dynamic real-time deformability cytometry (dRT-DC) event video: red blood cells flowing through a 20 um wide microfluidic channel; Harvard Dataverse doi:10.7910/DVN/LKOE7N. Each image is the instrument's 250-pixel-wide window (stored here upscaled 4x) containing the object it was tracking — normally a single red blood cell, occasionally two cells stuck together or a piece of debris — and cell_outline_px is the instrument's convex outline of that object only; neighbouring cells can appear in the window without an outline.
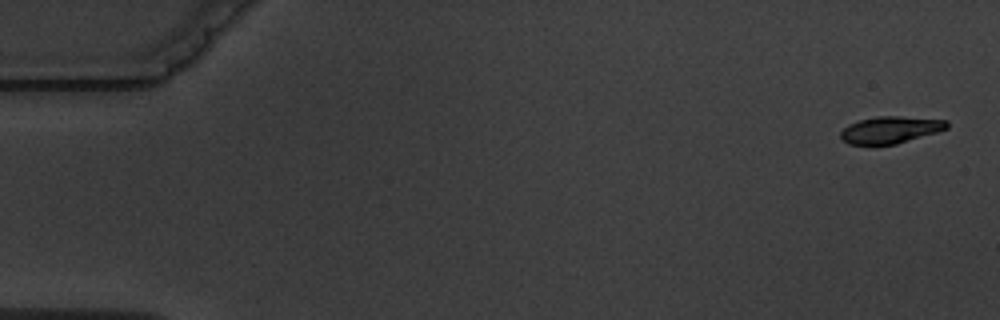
{"species": "common noctule bat (a hibernating species)", "species_latin": "Nyctalus noctula", "temperature_condition": "warm", "stored_images_in_passage": 4, "camera_frame_rate_fps": 3000, "um_per_image_px": 0.085, "animal": {"sex": "male", "body_mass_g": 19.5, "forearm_length_mm": 54.6}, "frame": {"image": 1, "passage_image": 1, "time_ms": 0.0, "image_size_px": [1000, 320], "cell_outline_px": [[948, 128], [936, 132], [896, 144], [848, 144], [840, 136], [840, 132], [848, 124], [860, 120], [876, 116], [900, 116], [948, 120]], "centroid_in_image_um": [75.68, 11.02], "position_along_channel_um": 9.3, "area_um2": 16.53}}